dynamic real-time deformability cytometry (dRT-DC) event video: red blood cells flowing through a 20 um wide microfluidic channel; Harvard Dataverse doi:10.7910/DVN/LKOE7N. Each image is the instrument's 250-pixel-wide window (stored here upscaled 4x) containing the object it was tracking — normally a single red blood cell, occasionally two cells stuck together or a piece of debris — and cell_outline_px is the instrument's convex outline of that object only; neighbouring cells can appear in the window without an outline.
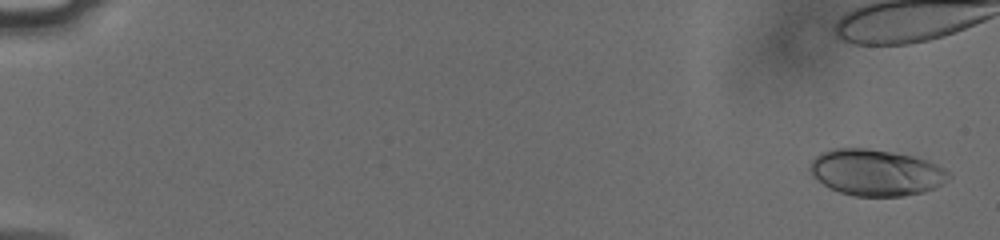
{"species": "human", "species_latin": "Homo sapiens", "temperature_condition": "cold", "stored_images_in_passage": 46, "camera_frame_rate_fps": 3000, "um_per_image_px": 0.085, "donor": {"sex": "male"}, "frame": {"image": 1, "passage_image": 2, "time_ms": 0.333, "image_size_px": [1000, 240], "cell_outline_px": [[952, 176], [936, 188], [924, 192], [904, 196], [852, 196], [828, 188], [808, 172], [808, 164], [820, 152], [832, 148], [868, 148], [892, 152], [912, 156], [936, 164], [944, 168]], "centroid_in_image_um": [74.42, 14.67], "position_along_channel_um": 10.6, "area_um2": 37.74}}
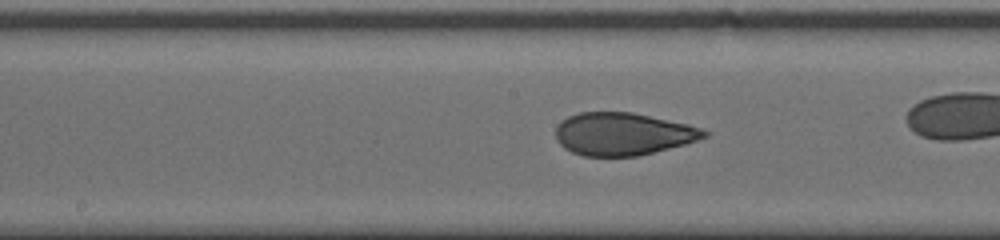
{"frame": {"image": 2, "passage_image": 31, "time_ms": 10.0, "image_size_px": [1000, 240], "cell_outline_px": [[708, 136], [684, 144], [636, 156], [584, 156], [572, 152], [564, 148], [560, 144], [556, 136], [556, 128], [568, 116], [580, 112], [632, 112], [688, 124], [700, 128], [708, 132]], "centroid_in_image_um": [52.93, 11.38], "position_along_channel_um": 195.3, "area_um2": 36.47}}
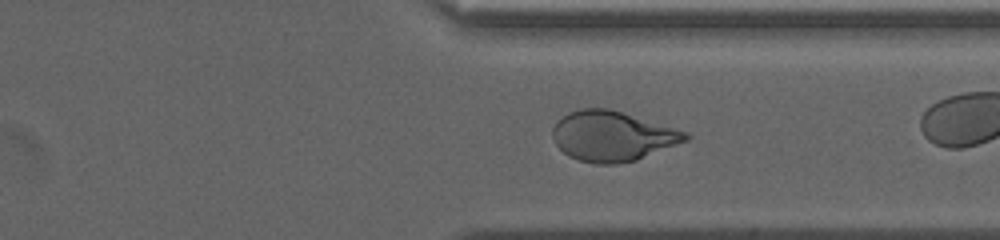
{"frame": {"image": 3, "passage_image": 44, "time_ms": 14.333, "image_size_px": [1000, 240], "cell_outline_px": [[692, 136], [688, 140], [636, 160], [616, 164], [596, 164], [580, 160], [568, 156], [556, 144], [552, 136], [552, 128], [556, 120], [568, 112], [580, 108], [608, 108], [688, 132]], "centroid_in_image_um": [52.03, 11.56], "position_along_channel_um": 359.4, "area_um2": 38.67}}